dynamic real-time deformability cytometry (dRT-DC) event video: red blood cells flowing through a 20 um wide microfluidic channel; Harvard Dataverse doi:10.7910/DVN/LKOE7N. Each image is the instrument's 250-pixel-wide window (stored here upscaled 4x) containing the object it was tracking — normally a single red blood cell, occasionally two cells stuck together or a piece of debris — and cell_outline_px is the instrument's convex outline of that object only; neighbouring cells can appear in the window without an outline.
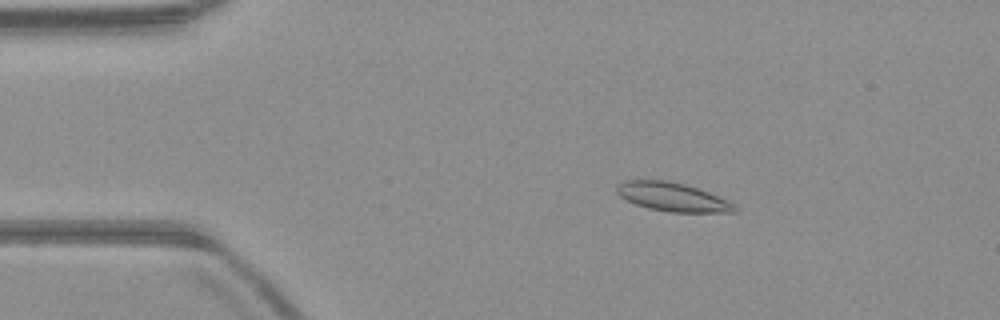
{"species": "common noctule bat (a hibernating species)", "species_latin": "Nyctalus noctula", "temperature_condition": "warm", "stored_images_in_passage": 50, "camera_frame_rate_fps": 3000, "um_per_image_px": 0.085, "animal": {"sex": "male", "body_mass_g": 23.1, "forearm_length_mm": 52.7}, "frame": {"image": 1, "passage_image": 8, "time_ms": 2.333, "image_size_px": [1000, 320], "cell_outline_px": [[740, 212], [672, 212], [648, 208], [636, 204], [620, 196], [616, 192], [616, 184], [624, 180], [668, 180], [684, 184], [708, 192], [728, 200], [736, 204], [740, 208]], "centroid_in_image_um": [57.2, 16.74], "position_along_channel_um": 27.8, "area_um2": 19.83}}
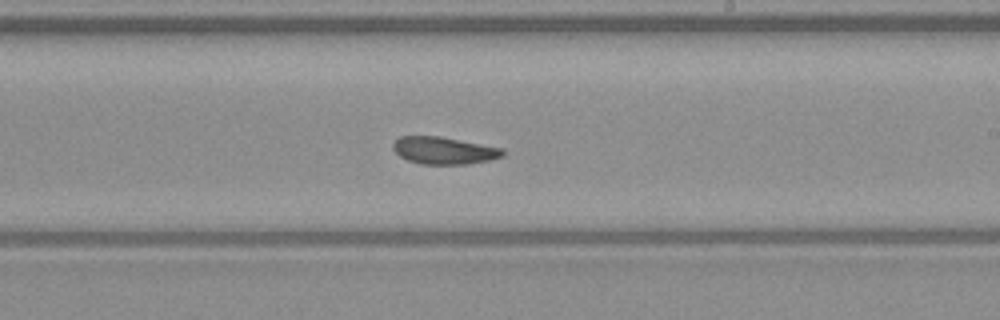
{"frame": {"image": 2, "passage_image": 29, "time_ms": 9.333, "image_size_px": [1000, 320], "cell_outline_px": [[504, 156], [488, 160], [468, 164], [420, 164], [408, 160], [400, 156], [392, 148], [392, 144], [400, 136], [440, 136], [504, 148]], "centroid_in_image_um": [37.74, 12.79], "position_along_channel_um": 251.3, "area_um2": 17.46}}
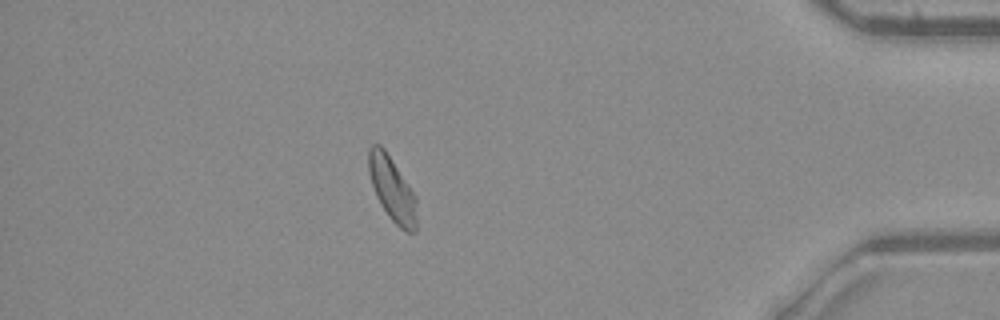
{"frame": {"image": 3, "passage_image": 44, "time_ms": 14.333, "image_size_px": [1000, 320], "cell_outline_px": [[416, 232], [404, 232], [388, 216], [380, 204], [376, 196], [368, 172], [368, 148], [372, 144], [380, 144], [384, 148], [416, 196]], "centroid_in_image_um": [33.32, 16.07], "position_along_channel_um": 401.9, "area_um2": 18.03}}